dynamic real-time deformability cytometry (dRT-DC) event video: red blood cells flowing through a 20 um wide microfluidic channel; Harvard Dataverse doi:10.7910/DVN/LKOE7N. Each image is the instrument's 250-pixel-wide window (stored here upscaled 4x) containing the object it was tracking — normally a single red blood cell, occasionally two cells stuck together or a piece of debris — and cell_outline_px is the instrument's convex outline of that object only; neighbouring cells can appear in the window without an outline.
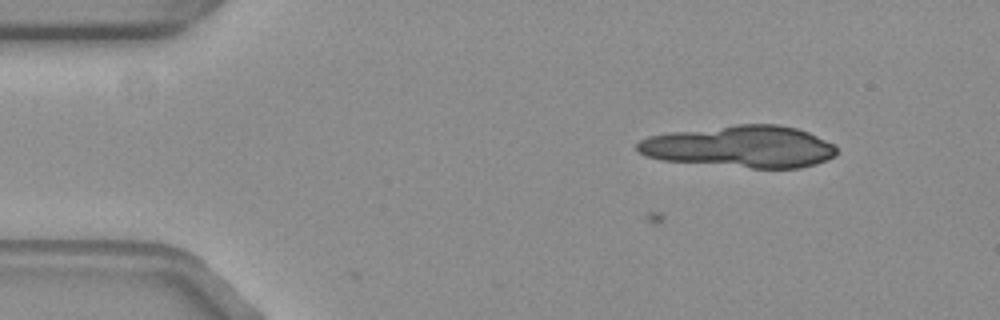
{"species": "common noctule bat (a hibernating species)", "species_latin": "Nyctalus noctula", "temperature_condition": "warm", "stored_images_in_passage": 2, "camera_frame_rate_fps": 3000, "um_per_image_px": 0.085, "animal": {"sex": "female", "body_mass_g": 19.3, "forearm_length_mm": 54.1}, "frame": {"image": 1, "passage_image": 2, "time_ms": 0.333, "image_size_px": [1000, 320], "cell_outline_px": [[832, 152], [828, 156], [820, 160], [804, 164], [780, 168], [772, 168], [752, 164], [736, 128], [784, 128], [800, 132], [828, 144], [832, 148]], "centroid_in_image_um": [66.45, 12.52], "position_along_channel_um": 18.5, "area_um2": 20.11}}